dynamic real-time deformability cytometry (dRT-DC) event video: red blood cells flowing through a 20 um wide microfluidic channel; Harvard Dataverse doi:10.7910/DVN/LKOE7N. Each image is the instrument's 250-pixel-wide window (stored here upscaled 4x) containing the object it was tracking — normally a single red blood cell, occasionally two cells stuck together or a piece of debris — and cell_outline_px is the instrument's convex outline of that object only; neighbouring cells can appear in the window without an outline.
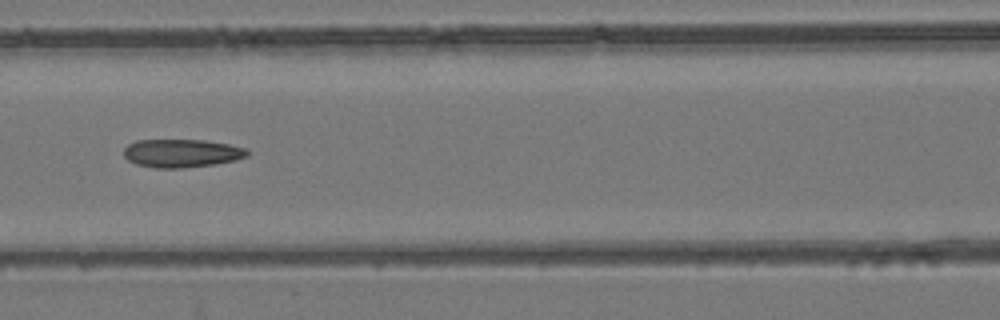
{"species": "common noctule bat (a hibernating species)", "species_latin": "Nyctalus noctula", "temperature_condition": "room temperature", "stored_images_in_passage": 7, "camera_frame_rate_fps": 3000, "um_per_image_px": 0.085, "animal": {"sex": "female", "body_mass_g": 24.6, "forearm_length_mm": 56.2}, "frame": {"image": 1, "passage_image": 7, "time_ms": 7.667, "image_size_px": [1000, 320], "cell_outline_px": [[252, 152], [248, 156], [236, 160], [216, 164], [180, 168], [156, 168], [136, 164], [128, 160], [124, 156], [124, 148], [128, 144], [136, 140], [204, 140], [228, 144], [248, 148]], "centroid_in_image_um": [15.48, 13.02], "position_along_channel_um": 151.1, "area_um2": 20.52}}